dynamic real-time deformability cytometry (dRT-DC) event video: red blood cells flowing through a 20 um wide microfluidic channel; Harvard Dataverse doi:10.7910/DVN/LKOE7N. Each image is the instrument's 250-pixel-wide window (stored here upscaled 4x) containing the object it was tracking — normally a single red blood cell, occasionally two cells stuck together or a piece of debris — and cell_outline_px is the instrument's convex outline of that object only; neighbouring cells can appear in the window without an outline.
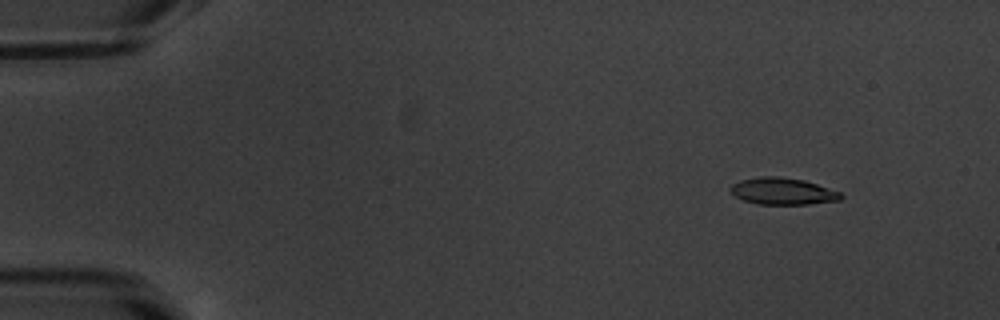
{"species": "common noctule bat (a hibernating species)", "species_latin": "Nyctalus noctula", "temperature_condition": "warm", "stored_images_in_passage": 54, "camera_frame_rate_fps": 3000, "um_per_image_px": 0.085, "animal": {"sex": "male", "body_mass_g": 20.1, "forearm_length_mm": 53.5}, "frame": {"image": 1, "passage_image": 6, "time_ms": 1.667, "image_size_px": [1000, 320], "cell_outline_px": [[844, 196], [840, 200], [808, 204], [756, 204], [744, 200], [736, 196], [728, 188], [732, 184], [740, 180], [760, 176], [776, 176], [804, 180], [840, 192]], "centroid_in_image_um": [66.51, 16.25], "position_along_channel_um": 18.5, "area_um2": 17.17}}
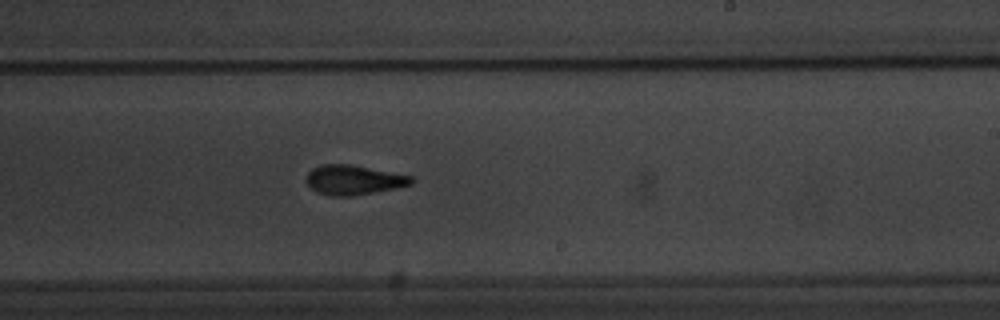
{"frame": {"image": 2, "passage_image": 33, "time_ms": 10.667, "image_size_px": [1000, 320], "cell_outline_px": [[416, 180], [412, 184], [396, 188], [376, 192], [352, 196], [328, 196], [316, 192], [304, 180], [308, 172], [312, 168], [320, 164], [352, 164], [412, 176]], "centroid_in_image_um": [30.04, 15.29], "position_along_channel_um": 259.0, "area_um2": 18.44}}
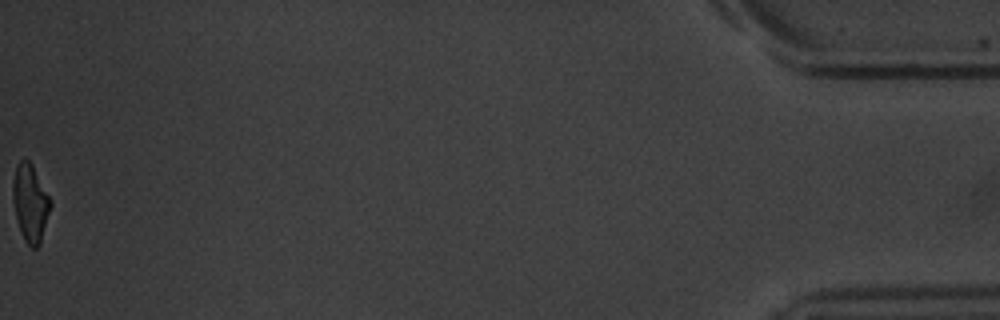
{"frame": {"image": 3, "passage_image": 54, "time_ms": 17.667, "image_size_px": [1000, 320], "cell_outline_px": [[52, 204], [40, 244], [36, 248], [32, 248], [24, 240], [16, 216], [12, 200], [12, 184], [16, 168], [20, 160], [28, 160], [32, 164], [52, 200]], "centroid_in_image_um": [2.59, 17.25], "position_along_channel_um": 432.6, "area_um2": 16.94}, "authors_computed_cell_mechanics": {"area_um2": 18.0336, "velocity_mm_per_s": 3.8332, "shape_relaxation_time_tau1_ms": 3.3094, "shape_relaxation_time_tau2_ms": 2.2803, "deformation_change_tau1": 0.1563, "deformation_change_tau2": 0.1034}}